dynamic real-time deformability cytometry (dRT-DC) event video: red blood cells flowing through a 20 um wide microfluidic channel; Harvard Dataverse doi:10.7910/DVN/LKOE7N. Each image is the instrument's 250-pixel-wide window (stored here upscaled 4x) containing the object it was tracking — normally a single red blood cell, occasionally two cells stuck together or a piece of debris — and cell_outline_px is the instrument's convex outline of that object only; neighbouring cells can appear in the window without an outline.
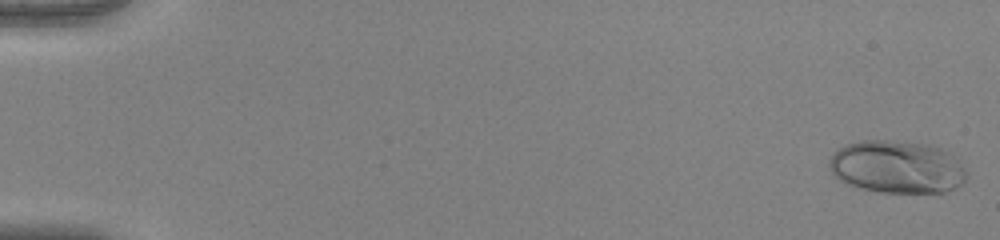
{"species": "human", "species_latin": "Homo sapiens", "temperature_condition": "warm", "stored_images_in_passage": 16, "camera_frame_rate_fps": 3000, "um_per_image_px": 0.085, "donor": {"sex": "female"}, "frame": {"image": 1, "passage_image": 1, "time_ms": 0.0, "image_size_px": [1000, 240], "cell_outline_px": [[968, 176], [960, 184], [944, 192], [880, 192], [860, 188], [844, 184], [832, 172], [828, 164], [828, 160], [844, 144], [860, 140], [888, 140], [928, 144], [940, 148], [948, 152], [968, 172]], "centroid_in_image_um": [76.21, 14.18], "position_along_channel_um": 8.8, "area_um2": 42.08}}